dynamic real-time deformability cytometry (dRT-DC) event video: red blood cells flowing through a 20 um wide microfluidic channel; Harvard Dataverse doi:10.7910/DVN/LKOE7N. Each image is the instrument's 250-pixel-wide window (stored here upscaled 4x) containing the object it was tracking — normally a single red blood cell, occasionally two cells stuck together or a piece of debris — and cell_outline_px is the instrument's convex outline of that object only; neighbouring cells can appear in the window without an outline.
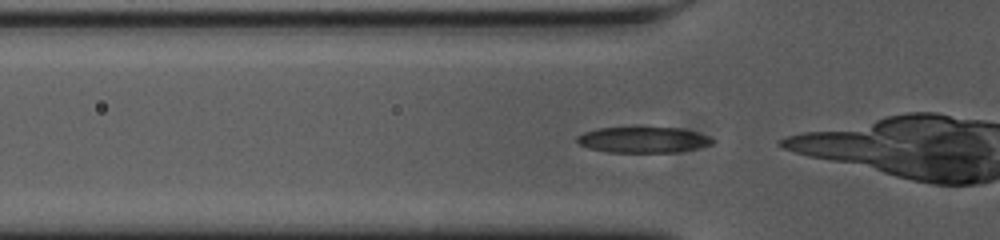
{"species": "common noctule bat (a hibernating species)", "species_latin": "Nyctalus noctula", "temperature_condition": "cold", "stored_images_in_passage": 15, "camera_frame_rate_fps": 3000, "um_per_image_px": 0.085, "animal": {"sex": "female", "body_mass_g": 23.0, "forearm_length_mm": 53.4}, "frame": {"image": 1, "passage_image": 12, "time_ms": 3.667, "image_size_px": [1000, 240], "cell_outline_px": [[716, 140], [712, 144], [696, 148], [676, 152], [608, 152], [588, 148], [580, 144], [576, 140], [576, 136], [584, 132], [600, 128], [680, 128], [696, 132], [708, 136]], "centroid_in_image_um": [54.66, 11.89], "position_along_channel_um": 71.1, "area_um2": 20.17}}